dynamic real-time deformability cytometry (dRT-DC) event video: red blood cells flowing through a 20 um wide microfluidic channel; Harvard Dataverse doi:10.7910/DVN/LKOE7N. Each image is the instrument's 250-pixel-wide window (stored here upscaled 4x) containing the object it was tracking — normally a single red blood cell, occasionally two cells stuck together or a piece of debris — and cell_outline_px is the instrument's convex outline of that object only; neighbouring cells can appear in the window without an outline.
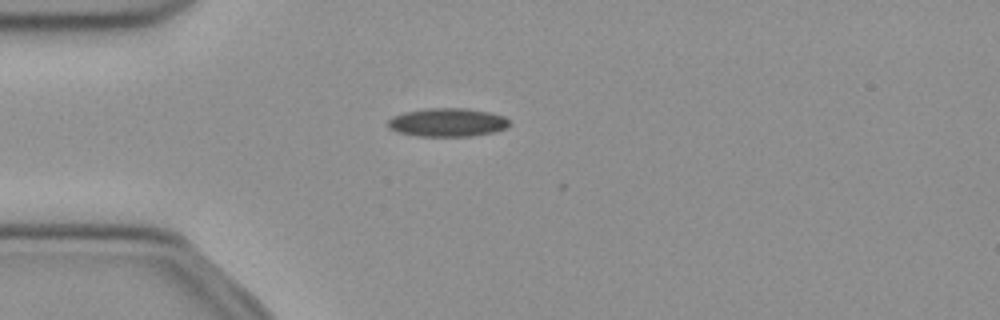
{"species": "common noctule bat (a hibernating species)", "species_latin": "Nyctalus noctula", "temperature_condition": "cold", "stored_images_in_passage": 6, "camera_frame_rate_fps": 3000, "um_per_image_px": 0.085, "animal": {"sex": "female", "body_mass_g": 21.9}, "frame": {"image": 1, "passage_image": 1, "time_ms": 0.0, "image_size_px": [1000, 320], "cell_outline_px": [[508, 124], [504, 128], [496, 132], [472, 136], [416, 136], [396, 132], [388, 128], [388, 120], [392, 116], [404, 112], [428, 108], [468, 108], [488, 112], [504, 116], [508, 120]], "centroid_in_image_um": [37.99, 10.4], "position_along_channel_um": 47.0, "area_um2": 20.23}}
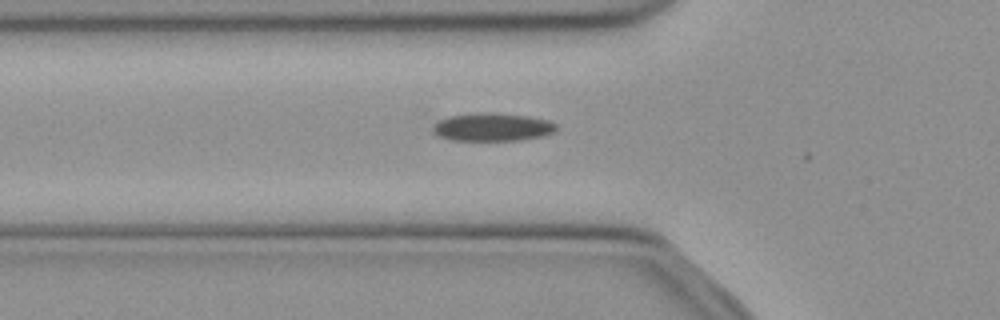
{"frame": {"image": 2, "passage_image": 5, "time_ms": 1.333, "image_size_px": [1000, 320], "cell_outline_px": [[556, 132], [540, 136], [520, 140], [448, 140], [436, 136], [432, 128], [440, 120], [448, 116], [480, 112], [488, 112], [528, 116], [548, 120], [556, 124]], "centroid_in_image_um": [41.84, 10.8], "position_along_channel_um": 84.0, "area_um2": 20.17}}